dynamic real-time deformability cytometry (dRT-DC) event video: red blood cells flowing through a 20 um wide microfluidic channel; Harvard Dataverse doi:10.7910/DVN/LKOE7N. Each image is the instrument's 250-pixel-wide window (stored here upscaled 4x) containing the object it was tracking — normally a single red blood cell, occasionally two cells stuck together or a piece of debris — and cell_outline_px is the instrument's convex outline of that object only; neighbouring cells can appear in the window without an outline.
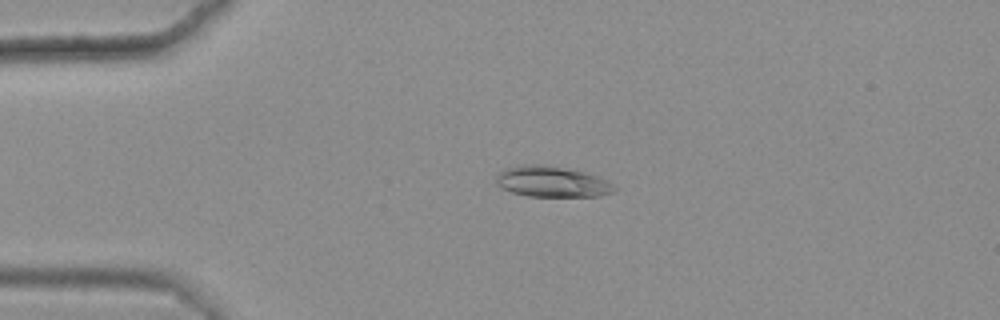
{"species": "common noctule bat (a hibernating species)", "species_latin": "Nyctalus noctula", "temperature_condition": "warm", "stored_images_in_passage": 44, "camera_frame_rate_fps": 3000, "um_per_image_px": 0.085, "animal": {"sex": "female", "body_mass_g": 25.1}, "frame": {"image": 1, "passage_image": 9, "time_ms": 2.667, "image_size_px": [1000, 320], "cell_outline_px": [[616, 188], [612, 192], [596, 196], [528, 196], [512, 192], [500, 188], [496, 184], [496, 172], [508, 168], [524, 164], [536, 164], [584, 172], [608, 180]], "centroid_in_image_um": [46.86, 15.45], "position_along_channel_um": 38.1, "area_um2": 20.92}}
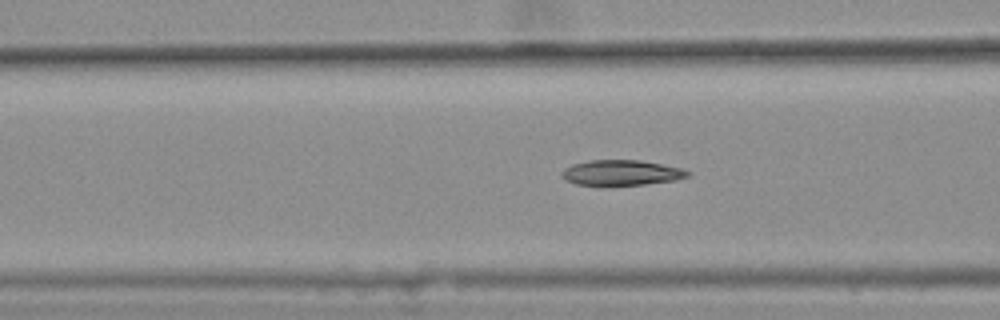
{"frame": {"image": 2, "passage_image": 18, "time_ms": 5.667, "image_size_px": [1000, 320], "cell_outline_px": [[688, 176], [676, 180], [644, 184], [576, 184], [560, 176], [560, 172], [564, 168], [572, 164], [588, 160], [640, 160], [680, 168], [688, 172]], "centroid_in_image_um": [52.77, 14.66], "position_along_channel_um": 113.8, "area_um2": 18.15}}
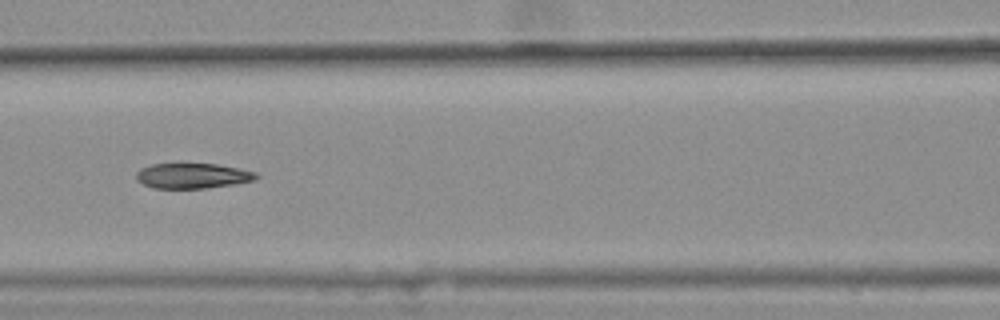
{"frame": {"image": 3, "passage_image": 21, "time_ms": 6.667, "image_size_px": [1000, 320], "cell_outline_px": [[260, 176], [256, 180], [236, 184], [208, 188], [152, 188], [136, 180], [136, 172], [140, 168], [152, 164], [216, 164], [256, 172]], "centroid_in_image_um": [16.38, 14.95], "position_along_channel_um": 150.2, "area_um2": 17.69}, "authors_computed_cell_mechanics": {"area_um2": 19.074, "velocity_mm_per_s": 3.6306, "shape_relaxation_time_tau1_ms": null, "shape_relaxation_time_tau2_ms": 3.304, "deformation_change_tau1": null, "deformation_change_tau2": 0.0697}}